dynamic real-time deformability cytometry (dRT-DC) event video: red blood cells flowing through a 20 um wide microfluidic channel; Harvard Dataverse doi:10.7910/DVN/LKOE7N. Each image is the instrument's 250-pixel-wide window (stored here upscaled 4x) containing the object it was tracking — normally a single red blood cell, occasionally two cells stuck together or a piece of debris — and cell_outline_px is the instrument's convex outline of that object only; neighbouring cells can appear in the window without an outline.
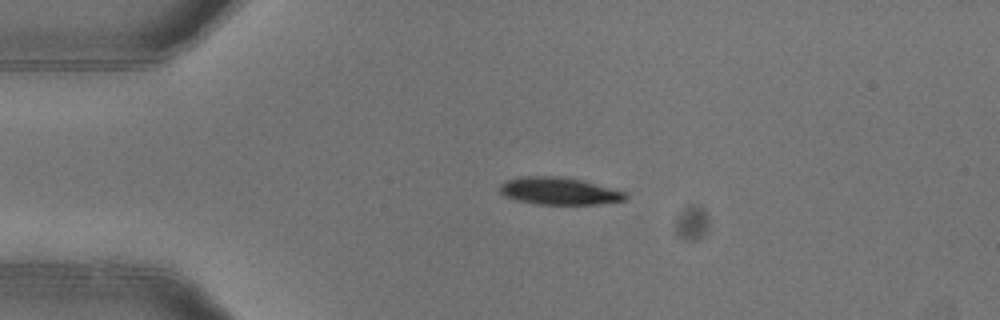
{"species": "common noctule bat (a hibernating species)", "species_latin": "Nyctalus noctula", "temperature_condition": "warm", "stored_images_in_passage": 3, "camera_frame_rate_fps": 3000, "um_per_image_px": 0.085, "animal": {"sex": "female"}, "frame": {"image": 1, "passage_image": 2, "time_ms": 0.333, "image_size_px": [1000, 320], "cell_outline_px": [[628, 196], [624, 200], [596, 204], [536, 204], [516, 200], [504, 196], [500, 192], [500, 184], [504, 180], [520, 176], [560, 176], [584, 180], [612, 188], [624, 192]], "centroid_in_image_um": [47.47, 16.22], "position_along_channel_um": 37.5, "area_um2": 20.11}}